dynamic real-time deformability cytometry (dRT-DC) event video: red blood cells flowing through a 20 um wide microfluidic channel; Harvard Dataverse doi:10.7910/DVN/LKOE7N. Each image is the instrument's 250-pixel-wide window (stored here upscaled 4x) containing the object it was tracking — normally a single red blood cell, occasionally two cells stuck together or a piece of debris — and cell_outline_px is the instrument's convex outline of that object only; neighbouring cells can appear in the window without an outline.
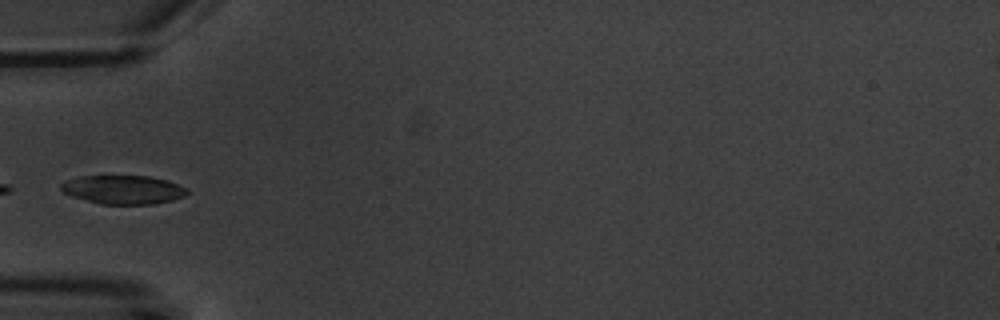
{"species": "common noctule bat (a hibernating species)", "species_latin": "Nyctalus noctula", "temperature_condition": "warm", "stored_images_in_passage": 14, "camera_frame_rate_fps": 3000, "um_per_image_px": 0.085, "animal": {"sex": "male", "body_mass_g": 20.1, "forearm_length_mm": 53.5}, "frame": {"image": 1, "passage_image": 5, "time_ms": 6.0, "image_size_px": [1000, 320], "cell_outline_px": [[188, 192], [184, 196], [172, 200], [156, 204], [100, 204], [72, 196], [64, 192], [60, 188], [60, 184], [68, 180], [80, 176], [148, 176], [168, 180], [188, 188]], "centroid_in_image_um": [10.5, 16.12], "position_along_channel_um": 74.5, "area_um2": 21.1}}
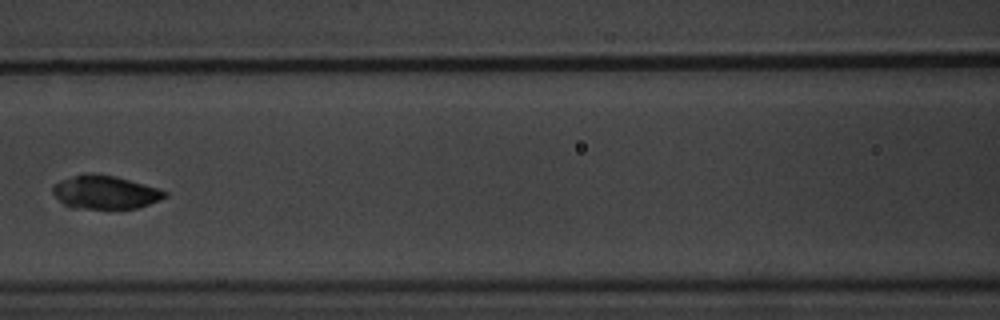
{"frame": {"image": 2, "passage_image": 7, "time_ms": 8.333, "image_size_px": [1000, 320], "cell_outline_px": [[168, 196], [148, 204], [136, 208], [72, 208], [64, 204], [52, 192], [52, 188], [60, 180], [72, 176], [116, 176], [160, 188], [168, 192]], "centroid_in_image_um": [8.99, 16.37], "position_along_channel_um": 157.6, "area_um2": 21.15}}
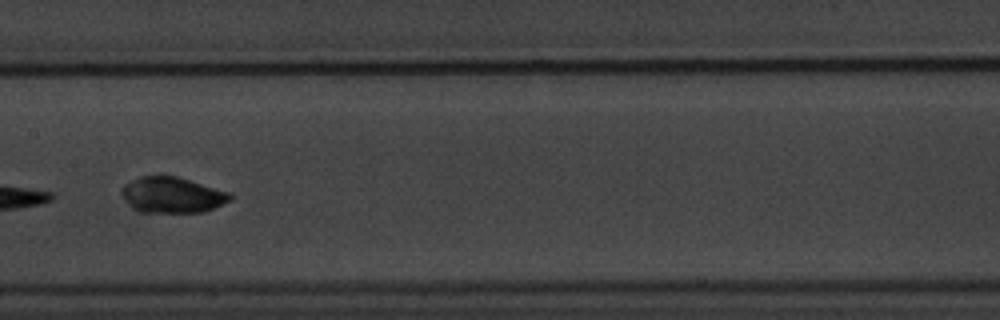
{"frame": {"image": 3, "passage_image": 8, "time_ms": 9.333, "image_size_px": [1000, 320], "cell_outline_px": [[232, 200], [204, 212], [140, 212], [132, 208], [124, 200], [120, 192], [124, 184], [140, 176], [176, 176], [232, 192]], "centroid_in_image_um": [14.64, 16.57], "position_along_channel_um": 192.8, "area_um2": 22.83}, "authors_computed_cell_mechanics": {"area_um2": 22.6576, "velocity_mm_per_s": 3.525, "shape_relaxation_time_tau1_ms": 3.6186, "shape_relaxation_time_tau2_ms": 1.4351, "deformation_change_tau1": 0.1503, "deformation_change_tau2": 0.0358}}